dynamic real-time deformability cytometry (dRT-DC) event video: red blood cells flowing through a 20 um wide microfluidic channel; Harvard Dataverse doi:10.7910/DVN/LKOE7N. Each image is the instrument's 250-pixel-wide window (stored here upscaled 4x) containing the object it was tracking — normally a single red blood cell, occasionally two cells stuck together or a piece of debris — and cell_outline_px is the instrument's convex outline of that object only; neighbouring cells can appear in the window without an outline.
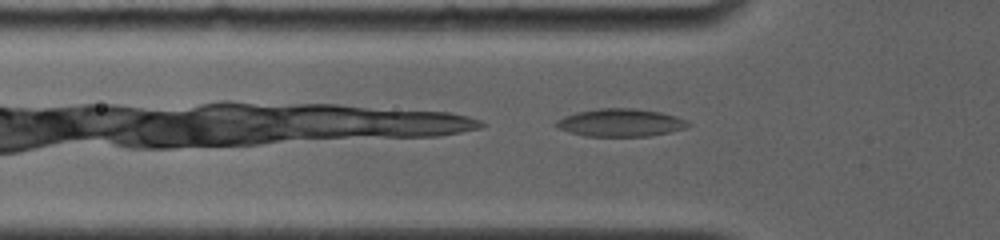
{"species": "common noctule bat (a hibernating species)", "species_latin": "Nyctalus noctula", "temperature_condition": "room temperature", "stored_images_in_passage": 23, "camera_frame_rate_fps": 4000, "um_per_image_px": 0.085, "animal": {"sex": "female", "body_mass_g": 19.0, "forearm_length_mm": 56.7}, "frame": {"image": 1, "passage_image": 3, "time_ms": 0.5, "image_size_px": [1000, 240], "cell_outline_px": [[692, 124], [684, 128], [652, 136], [584, 136], [556, 128], [552, 124], [556, 120], [564, 116], [576, 112], [600, 108], [632, 108], [660, 112], [676, 116], [688, 120]], "centroid_in_image_um": [52.71, 10.42], "position_along_channel_um": 73.1, "area_um2": 21.5}}
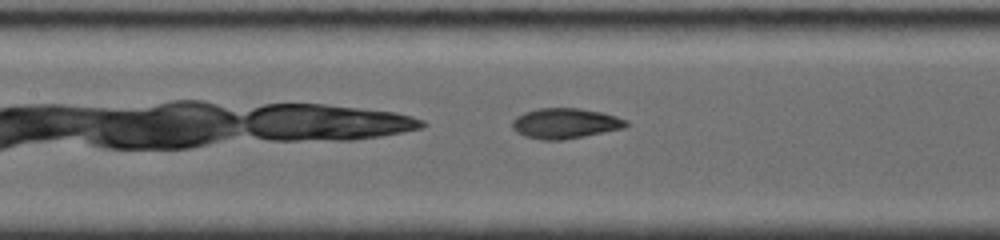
{"frame": {"image": 2, "passage_image": 9, "time_ms": 2.75, "image_size_px": [1000, 240], "cell_outline_px": [[628, 124], [624, 128], [564, 140], [540, 140], [524, 136], [516, 132], [512, 128], [512, 120], [516, 116], [524, 112], [536, 108], [580, 108], [600, 112], [616, 116], [628, 120]], "centroid_in_image_um": [48.01, 10.49], "position_along_channel_um": 159.4, "area_um2": 20.29}}
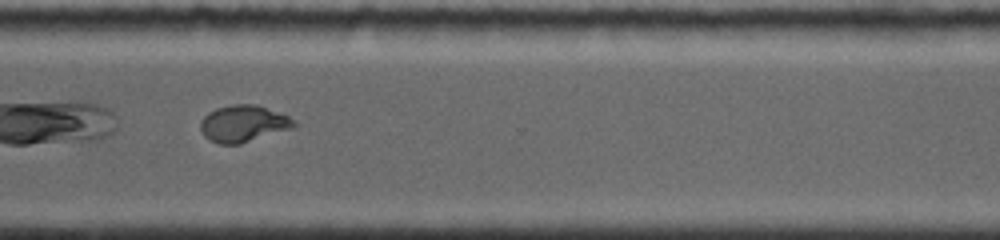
{"frame": {"image": 3, "passage_image": 21, "time_ms": 7.75, "image_size_px": [1000, 240], "cell_outline_px": [[296, 124], [292, 128], [240, 144], [220, 144], [208, 140], [204, 136], [200, 128], [200, 120], [208, 112], [216, 108], [232, 104], [256, 104], [288, 116], [296, 120]], "centroid_in_image_um": [20.65, 10.5], "position_along_channel_um": 349.9, "area_um2": 20.06}, "authors_computed_cell_mechanics": {"area_um2": 20.0566, "velocity_mm_per_s": 3.8119, "shape_relaxation_time_tau1_ms": null, "shape_relaxation_time_tau2_ms": 1.1299, "deformation_change_tau1": null, "deformation_change_tau2": 0.0561}}